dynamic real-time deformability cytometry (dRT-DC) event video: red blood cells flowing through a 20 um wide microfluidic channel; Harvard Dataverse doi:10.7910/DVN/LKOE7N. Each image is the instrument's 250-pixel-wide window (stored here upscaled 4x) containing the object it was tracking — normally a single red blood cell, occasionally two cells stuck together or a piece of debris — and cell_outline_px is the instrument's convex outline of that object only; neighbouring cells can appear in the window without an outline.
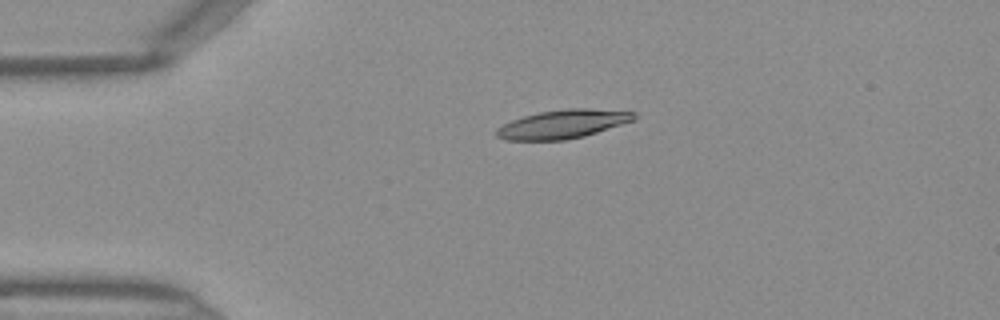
{"species": "Egyptian fruit bat (a non-hibernating species)", "species_latin": "Rousettus aegyptiacus", "temperature_condition": "warm", "stored_images_in_passage": 6, "camera_frame_rate_fps": 3000, "um_per_image_px": 0.085, "frame": {"image": 1, "passage_image": 1, "time_ms": 0.0, "image_size_px": [1000, 320], "cell_outline_px": [[636, 120], [584, 136], [564, 140], [504, 140], [496, 136], [496, 128], [512, 120], [524, 116], [540, 112], [568, 108], [588, 108], [636, 112]], "centroid_in_image_um": [47.86, 10.55], "position_along_channel_um": 37.1, "area_um2": 22.95}}